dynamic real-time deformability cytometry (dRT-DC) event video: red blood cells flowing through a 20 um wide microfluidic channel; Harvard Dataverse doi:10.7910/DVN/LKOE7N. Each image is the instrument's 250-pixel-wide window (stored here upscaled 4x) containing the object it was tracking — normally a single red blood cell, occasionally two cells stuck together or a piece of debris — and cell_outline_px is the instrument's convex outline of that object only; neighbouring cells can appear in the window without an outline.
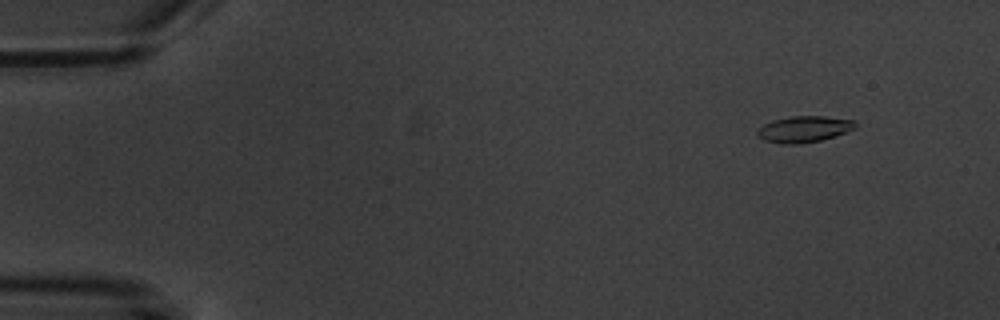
{"species": "common noctule bat (a hibernating species)", "species_latin": "Nyctalus noctula", "temperature_condition": "warm", "stored_images_in_passage": 5, "camera_frame_rate_fps": 3000, "um_per_image_px": 0.085, "animal": {"sex": "male", "body_mass_g": 20.1, "forearm_length_mm": 53.5}, "frame": {"image": 1, "passage_image": 1, "time_ms": 0.0, "image_size_px": [1000, 320], "cell_outline_px": [[856, 128], [820, 140], [796, 144], [784, 144], [764, 140], [756, 132], [764, 124], [772, 120], [788, 116], [824, 116], [852, 120], [856, 124]], "centroid_in_image_um": [68.31, 10.96], "position_along_channel_um": 16.7, "area_um2": 14.68}}
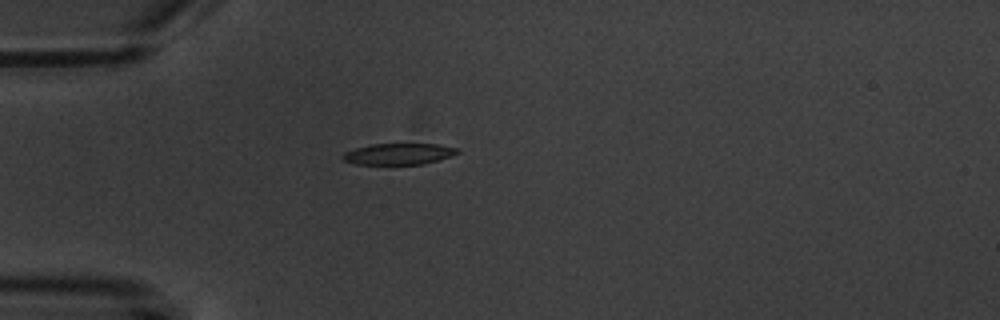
{"frame": {"image": 2, "passage_image": 4, "time_ms": 3.667, "image_size_px": [1000, 320], "cell_outline_px": [[460, 152], [424, 164], [356, 164], [344, 160], [340, 156], [344, 152], [356, 148], [372, 144], [440, 144], [456, 148]], "centroid_in_image_um": [33.84, 13.08], "position_along_channel_um": 51.2, "area_um2": 13.99}}